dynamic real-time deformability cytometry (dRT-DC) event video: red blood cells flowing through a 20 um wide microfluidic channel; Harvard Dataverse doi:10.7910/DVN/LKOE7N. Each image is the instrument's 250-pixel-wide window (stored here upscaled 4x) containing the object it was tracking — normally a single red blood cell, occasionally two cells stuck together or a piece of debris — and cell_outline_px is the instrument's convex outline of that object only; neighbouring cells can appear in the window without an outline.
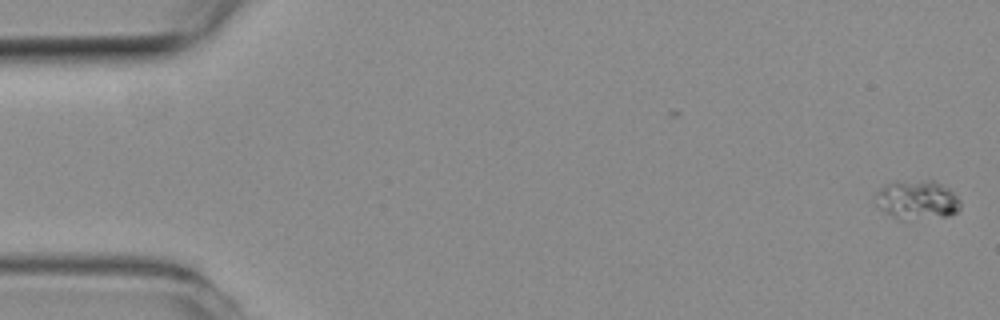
{"species": "common noctule bat (a hibernating species)", "species_latin": "Nyctalus noctula", "temperature_condition": "room temperature", "stored_images_in_passage": 14, "camera_frame_rate_fps": 3000, "um_per_image_px": 0.085, "animal": {"sex": "female", "body_mass_g": 19.3, "forearm_length_mm": 54.1}, "frame": {"image": 1, "passage_image": 1, "time_ms": 0.0, "image_size_px": [1000, 320], "cell_outline_px": [[960, 208], [956, 212], [948, 216], [904, 220], [884, 212], [872, 200], [876, 192], [884, 184], [892, 180], [936, 180], [948, 188], [960, 200]], "centroid_in_image_um": [77.9, 16.95], "position_along_channel_um": 7.1, "area_um2": 19.77}}